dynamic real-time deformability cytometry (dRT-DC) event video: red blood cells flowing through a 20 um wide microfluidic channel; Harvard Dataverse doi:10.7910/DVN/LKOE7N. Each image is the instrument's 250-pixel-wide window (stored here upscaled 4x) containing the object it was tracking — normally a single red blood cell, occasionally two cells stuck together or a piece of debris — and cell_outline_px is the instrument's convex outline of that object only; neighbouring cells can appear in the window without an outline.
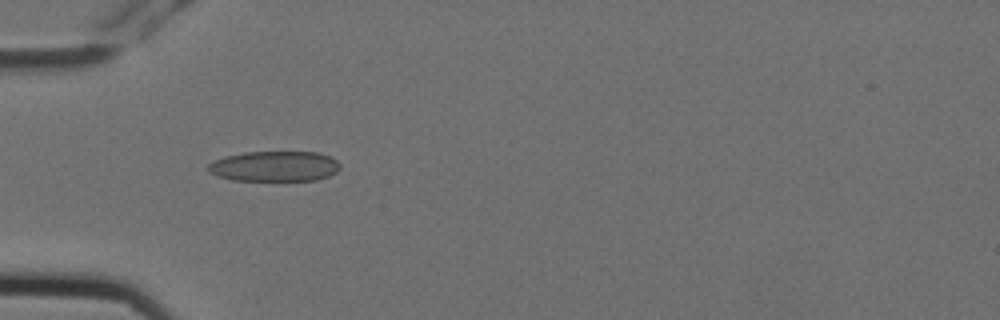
{"species": "Egyptian fruit bat (a non-hibernating species)", "species_latin": "Rousettus aegyptiacus", "temperature_condition": "cold", "stored_images_in_passage": 8, "camera_frame_rate_fps": 3000, "um_per_image_px": 0.085, "animal": {"sex": "female"}, "frame": {"image": 1, "passage_image": 6, "time_ms": 1.667, "image_size_px": [1000, 320], "cell_outline_px": [[340, 168], [336, 172], [328, 176], [316, 180], [232, 180], [216, 176], [208, 172], [208, 164], [224, 156], [244, 152], [316, 152], [328, 156], [336, 160], [340, 164]], "centroid_in_image_um": [23.31, 14.13], "position_along_channel_um": 61.7, "area_um2": 23.29}}
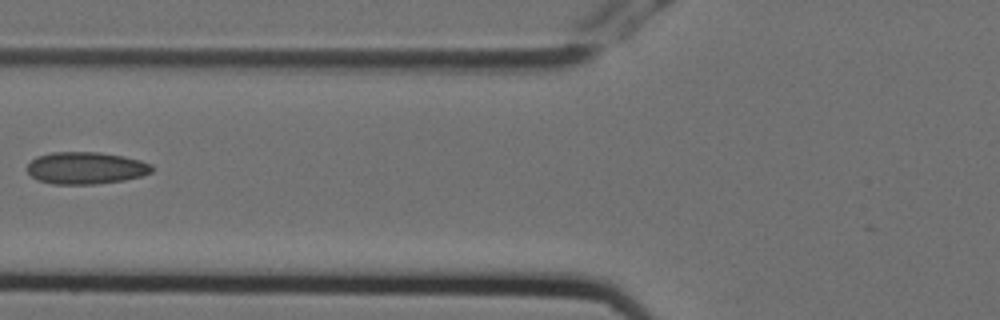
{"frame": {"image": 2, "passage_image": 7, "time_ms": 2.0, "image_size_px": [1000, 320], "cell_outline_px": [[152, 172], [140, 176], [124, 180], [96, 184], [52, 184], [36, 180], [28, 172], [28, 164], [36, 156], [52, 152], [100, 152], [124, 156], [140, 160], [152, 164]], "centroid_in_image_um": [7.29, 14.28], "position_along_channel_um": 118.5, "area_um2": 23.41}}
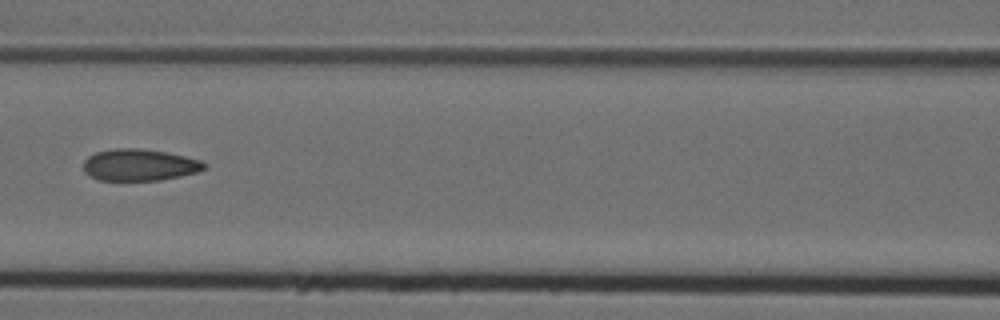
{"frame": {"image": 3, "passage_image": 8, "time_ms": 2.333, "image_size_px": [1000, 320], "cell_outline_px": [[208, 168], [196, 172], [180, 176], [160, 180], [96, 180], [88, 176], [84, 172], [84, 160], [88, 156], [96, 152], [116, 148], [136, 148], [168, 152], [200, 160], [208, 164]], "centroid_in_image_um": [11.85, 14.02], "position_along_channel_um": 154.8, "area_um2": 22.48}}